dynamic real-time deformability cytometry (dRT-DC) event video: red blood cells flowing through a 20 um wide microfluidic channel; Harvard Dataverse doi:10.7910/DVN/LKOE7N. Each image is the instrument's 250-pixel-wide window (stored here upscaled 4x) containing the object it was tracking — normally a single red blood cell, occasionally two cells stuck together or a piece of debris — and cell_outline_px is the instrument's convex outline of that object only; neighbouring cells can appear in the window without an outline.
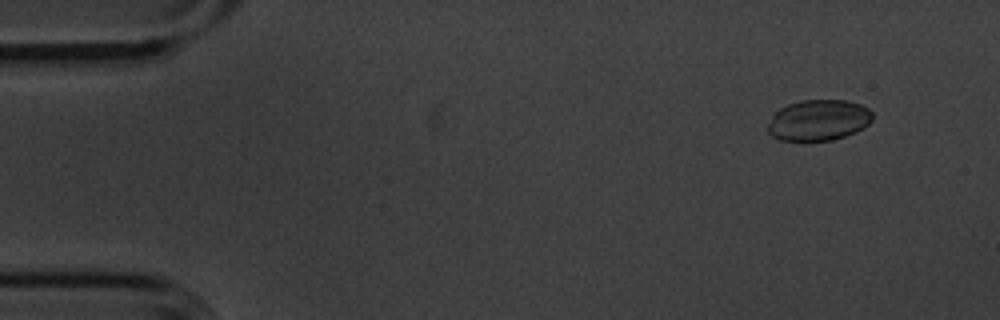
{"species": "common noctule bat (a hibernating species)", "species_latin": "Nyctalus noctula", "temperature_condition": "cold", "stored_images_in_passage": 55, "camera_frame_rate_fps": 3000, "um_per_image_px": 0.085, "animal": {"sex": "male", "body_mass_g": 20.1, "forearm_length_mm": 53.5}, "frame": {"image": 1, "passage_image": 5, "time_ms": 1.333, "image_size_px": [1000, 320], "cell_outline_px": [[872, 120], [864, 128], [856, 132], [832, 140], [780, 140], [772, 136], [768, 132], [768, 124], [772, 116], [780, 108], [788, 104], [800, 100], [844, 100], [860, 104], [868, 108], [872, 112]], "centroid_in_image_um": [69.58, 10.21], "position_along_channel_um": 15.4, "area_um2": 24.91}}
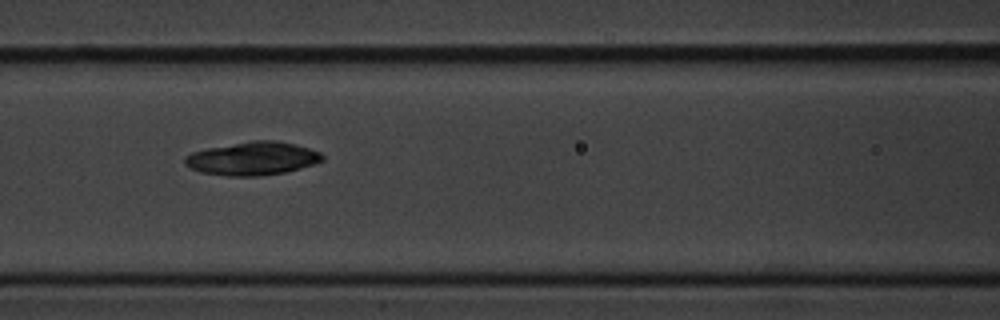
{"frame": {"image": 2, "passage_image": 24, "time_ms": 7.667, "image_size_px": [1000, 320], "cell_outline_px": [[324, 160], [316, 164], [284, 172], [256, 176], [228, 176], [200, 172], [184, 164], [184, 156], [192, 152], [208, 148], [252, 140], [276, 140], [308, 148], [320, 152], [324, 156]], "centroid_in_image_um": [21.47, 13.47], "position_along_channel_um": 145.1, "area_um2": 26.59}}
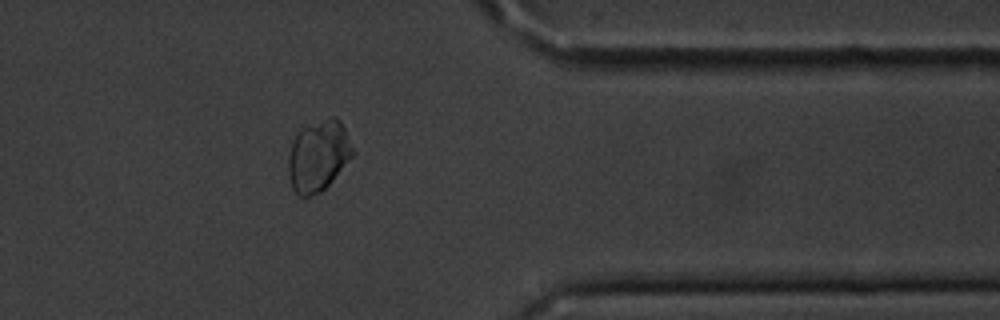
{"frame": {"image": 3, "passage_image": 45, "time_ms": 14.667, "image_size_px": [1000, 320], "cell_outline_px": [[356, 152], [332, 180], [320, 192], [308, 196], [300, 196], [292, 188], [288, 172], [288, 156], [292, 140], [300, 128], [332, 116], [336, 116], [340, 120]], "centroid_in_image_um": [27.05, 13.22], "position_along_channel_um": 384.3, "area_um2": 26.65}}